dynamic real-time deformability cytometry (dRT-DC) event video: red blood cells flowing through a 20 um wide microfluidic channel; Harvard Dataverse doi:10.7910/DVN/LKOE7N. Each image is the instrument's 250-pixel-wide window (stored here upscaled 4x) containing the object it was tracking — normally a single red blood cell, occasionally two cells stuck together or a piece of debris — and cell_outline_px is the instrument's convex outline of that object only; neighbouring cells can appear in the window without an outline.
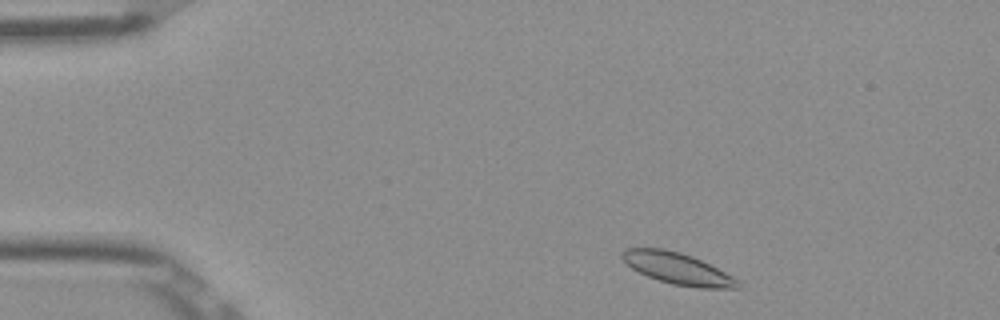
{"species": "Egyptian fruit bat (a non-hibernating species)", "species_latin": "Rousettus aegyptiacus", "temperature_condition": "room temperature", "stored_images_in_passage": 47, "camera_frame_rate_fps": 3000, "um_per_image_px": 0.085, "frame": {"image": 1, "passage_image": 3, "time_ms": 0.667, "image_size_px": [1000, 320], "cell_outline_px": [[740, 288], [700, 288], [672, 284], [648, 276], [632, 268], [620, 256], [620, 252], [624, 248], [664, 248], [680, 252], [692, 256], [732, 276], [740, 284]], "centroid_in_image_um": [57.55, 22.81], "position_along_channel_um": 27.4, "area_um2": 20.92}}
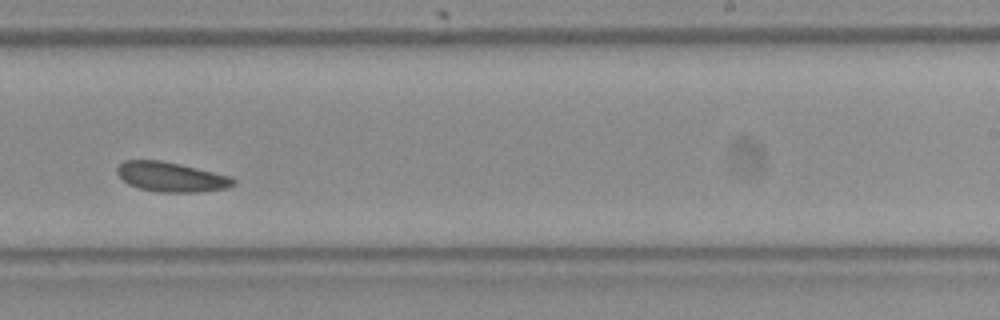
{"frame": {"image": 2, "passage_image": 28, "time_ms": 9.0, "image_size_px": [1000, 320], "cell_outline_px": [[236, 184], [228, 188], [200, 192], [160, 192], [140, 188], [128, 184], [116, 172], [116, 168], [124, 160], [160, 160], [180, 164], [232, 176], [236, 180]], "centroid_in_image_um": [14.59, 15.04], "position_along_channel_um": 274.4, "area_um2": 20.17}}
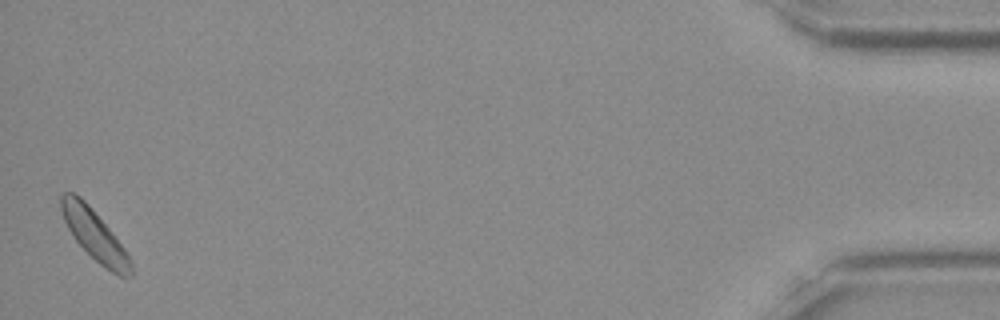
{"frame": {"image": 3, "passage_image": 47, "time_ms": 15.333, "image_size_px": [1000, 320], "cell_outline_px": [[132, 276], [120, 276], [112, 272], [100, 264], [72, 236], [64, 220], [60, 208], [60, 196], [64, 192], [72, 192], [80, 196], [88, 204], [112, 232], [124, 248], [132, 264]], "centroid_in_image_um": [8.02, 19.95], "position_along_channel_um": 427.2, "area_um2": 20.06}, "authors_computed_cell_mechanics": {"area_um2": 20.23, "velocity_mm_per_s": 3.809, "shape_relaxation_time_tau1_ms": 1.7582, "shape_relaxation_time_tau2_ms": null, "deformation_change_tau1": 0.0337, "deformation_change_tau2": null}}